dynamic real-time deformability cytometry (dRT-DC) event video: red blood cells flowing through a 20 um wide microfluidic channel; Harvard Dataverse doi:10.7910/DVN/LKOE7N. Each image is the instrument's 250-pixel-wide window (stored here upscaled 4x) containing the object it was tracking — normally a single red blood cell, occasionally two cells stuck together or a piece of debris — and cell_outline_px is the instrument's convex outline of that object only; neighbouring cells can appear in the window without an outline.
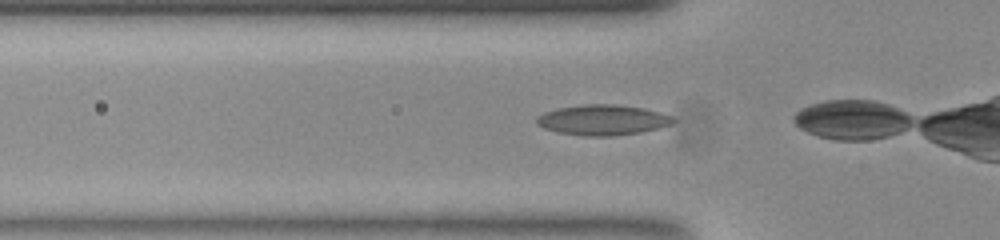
{"species": "common noctule bat (a hibernating species)", "species_latin": "Nyctalus noctula", "temperature_condition": "room temperature", "stored_images_in_passage": 6, "camera_frame_rate_fps": 3000, "um_per_image_px": 0.085, "animal": {"sex": "female", "body_mass_g": 23.0, "forearm_length_mm": 53.4}, "frame": {"image": 1, "passage_image": 2, "time_ms": 0.333, "image_size_px": [1000, 240], "cell_outline_px": [[676, 120], [672, 124], [640, 132], [612, 136], [588, 136], [560, 132], [544, 128], [536, 124], [536, 116], [544, 112], [560, 108], [584, 104], [616, 104], [644, 108], [660, 112], [672, 116]], "centroid_in_image_um": [51.23, 10.19], "position_along_channel_um": 74.6, "area_um2": 24.04}}
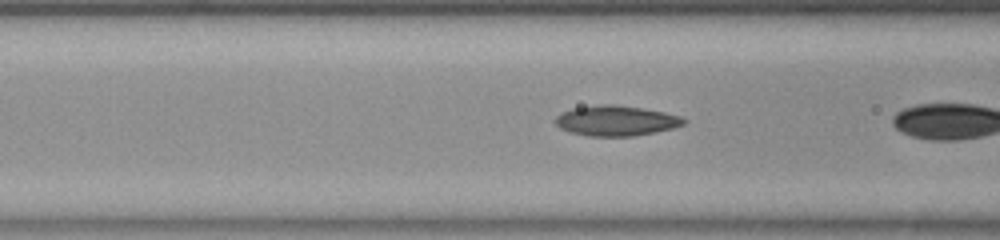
{"frame": {"image": 2, "passage_image": 5, "time_ms": 1.333, "image_size_px": [1000, 240], "cell_outline_px": [[688, 120], [684, 124], [672, 128], [632, 136], [588, 136], [572, 132], [560, 128], [552, 120], [560, 112], [572, 108], [596, 104], [616, 104], [644, 108], [664, 112], [680, 116]], "centroid_in_image_um": [52.32, 10.24], "position_along_channel_um": 114.3, "area_um2": 22.77}}